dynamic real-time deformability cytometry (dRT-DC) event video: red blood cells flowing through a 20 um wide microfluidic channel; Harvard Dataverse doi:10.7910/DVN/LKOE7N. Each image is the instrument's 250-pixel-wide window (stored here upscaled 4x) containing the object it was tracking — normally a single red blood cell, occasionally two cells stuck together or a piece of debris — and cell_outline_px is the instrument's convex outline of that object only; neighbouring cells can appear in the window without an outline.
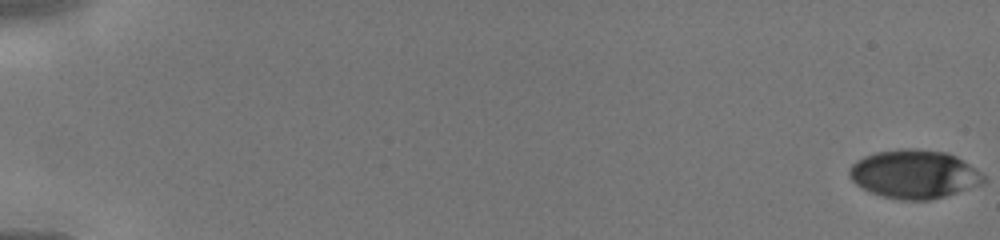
{"species": "human", "species_latin": "Homo sapiens", "temperature_condition": "cold", "stored_images_in_passage": 46, "camera_frame_rate_fps": 3000, "um_per_image_px": 0.085, "donor": {"sex": "male"}, "frame": {"image": 1, "passage_image": 1, "time_ms": 0.0, "image_size_px": [1000, 240], "cell_outline_px": [[984, 184], [944, 196], [928, 200], [900, 200], [868, 192], [856, 184], [848, 176], [848, 168], [856, 160], [864, 156], [876, 152], [904, 148], [916, 148], [948, 152], [964, 160], [976, 168], [984, 176]], "centroid_in_image_um": [77.7, 14.79], "position_along_channel_um": 7.3, "area_um2": 38.26}}
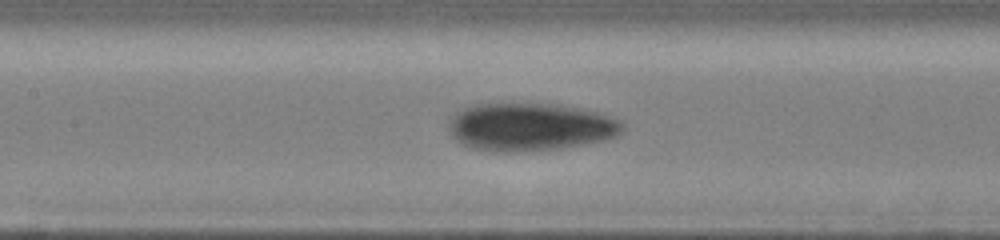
{"frame": {"image": 2, "passage_image": 24, "time_ms": 7.667, "image_size_px": [1000, 240], "cell_outline_px": [[624, 128], [616, 136], [604, 140], [584, 144], [560, 148], [516, 152], [492, 152], [472, 148], [456, 140], [448, 132], [448, 124], [452, 116], [456, 112], [472, 104], [560, 104], [580, 108], [596, 112], [620, 120], [624, 124]], "centroid_in_image_um": [45.03, 10.79], "position_along_channel_um": 162.4, "area_um2": 48.61}}
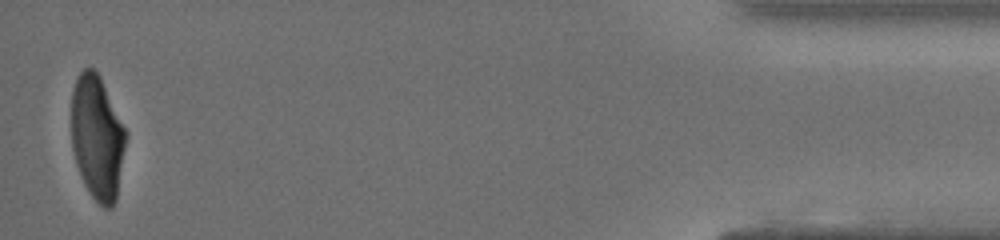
{"frame": {"image": 3, "passage_image": 46, "time_ms": 15.0, "image_size_px": [1000, 240], "cell_outline_px": [[124, 148], [116, 200], [112, 208], [104, 208], [88, 192], [84, 184], [76, 164], [72, 148], [72, 92], [76, 76], [84, 68], [92, 68], [100, 76], [124, 128]], "centroid_in_image_um": [8.22, 11.69], "position_along_channel_um": 427.0, "area_um2": 38.73}}